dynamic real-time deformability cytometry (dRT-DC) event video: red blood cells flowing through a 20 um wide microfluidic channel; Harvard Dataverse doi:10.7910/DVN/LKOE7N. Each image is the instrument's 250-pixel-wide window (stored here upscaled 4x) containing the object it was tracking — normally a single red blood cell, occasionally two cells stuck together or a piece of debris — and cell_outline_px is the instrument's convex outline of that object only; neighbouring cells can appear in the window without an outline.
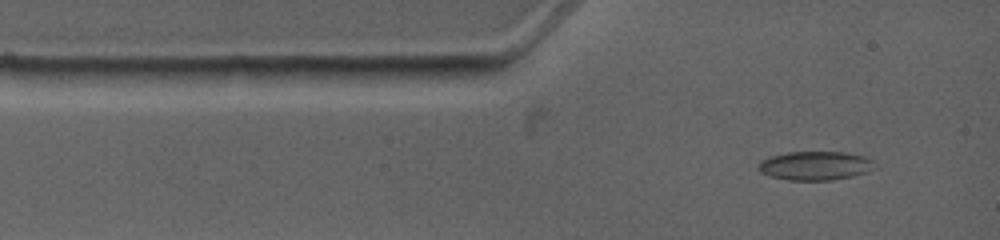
{"species": "common noctule bat (a hibernating species)", "species_latin": "Nyctalus noctula", "temperature_condition": "warm", "stored_images_in_passage": 4, "camera_frame_rate_fps": 4500, "um_per_image_px": 0.085, "animal": {"sex": "female", "body_mass_g": 19.0, "forearm_length_mm": 53.3}, "frame": {"image": 1, "passage_image": 1, "time_ms": 0.0, "image_size_px": [1000, 240], "cell_outline_px": [[872, 160], [864, 172], [852, 176], [832, 180], [788, 180], [772, 176], [760, 172], [756, 168], [760, 160], [768, 156], [788, 152], [844, 152], [864, 156]], "centroid_in_image_um": [69.15, 14.07], "position_along_channel_um": 15.9, "area_um2": 19.19}}
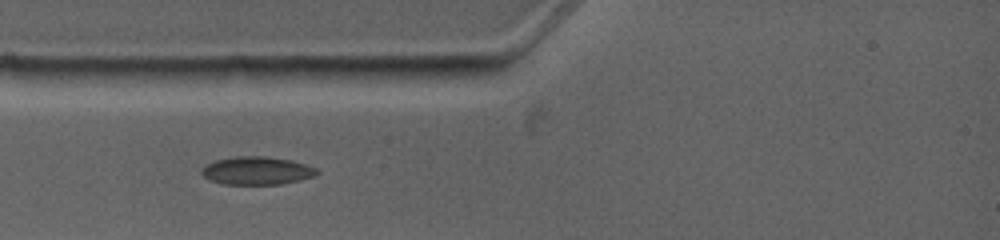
{"frame": {"image": 2, "passage_image": 3, "time_ms": 1.778, "image_size_px": [1000, 240], "cell_outline_px": [[320, 172], [312, 176], [280, 184], [224, 184], [212, 180], [204, 176], [200, 172], [200, 168], [204, 164], [216, 160], [232, 156], [268, 156], [292, 160], [316, 168]], "centroid_in_image_um": [21.78, 14.48], "position_along_channel_um": 63.2, "area_um2": 18.79}}
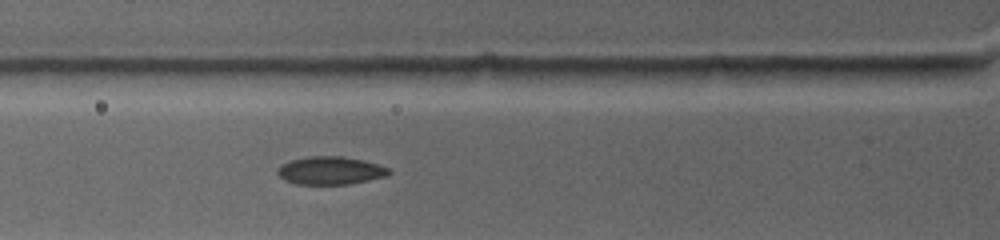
{"frame": {"image": 3, "passage_image": 4, "time_ms": 2.667, "image_size_px": [1000, 240], "cell_outline_px": [[392, 172], [384, 176], [368, 180], [348, 184], [296, 184], [284, 180], [276, 172], [276, 168], [288, 160], [308, 156], [344, 156], [364, 160], [388, 168]], "centroid_in_image_um": [28.03, 14.48], "position_along_channel_um": 97.8, "area_um2": 18.21}}